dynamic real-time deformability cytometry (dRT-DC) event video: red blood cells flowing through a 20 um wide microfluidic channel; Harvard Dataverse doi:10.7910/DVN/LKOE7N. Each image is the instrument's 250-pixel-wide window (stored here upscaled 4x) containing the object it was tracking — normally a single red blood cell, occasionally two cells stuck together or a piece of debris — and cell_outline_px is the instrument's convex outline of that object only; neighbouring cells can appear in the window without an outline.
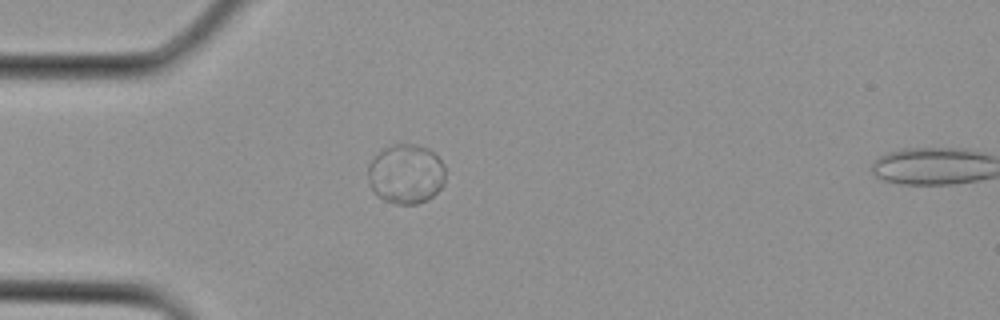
{"species": "Egyptian fruit bat (a non-hibernating species)", "species_latin": "Rousettus aegyptiacus", "temperature_condition": "cold", "stored_images_in_passage": 2, "camera_frame_rate_fps": 3000, "um_per_image_px": 0.085, "animal": {"sex": "female"}, "frame": {"image": 1, "passage_image": 1, "time_ms": 0.0, "image_size_px": [1000, 320], "cell_outline_px": [[444, 184], [432, 196], [416, 204], [396, 204], [384, 200], [376, 196], [372, 192], [368, 184], [368, 164], [384, 148], [392, 144], [416, 144], [428, 148], [444, 164]], "centroid_in_image_um": [34.47, 14.79], "position_along_channel_um": 50.5, "area_um2": 26.93}}